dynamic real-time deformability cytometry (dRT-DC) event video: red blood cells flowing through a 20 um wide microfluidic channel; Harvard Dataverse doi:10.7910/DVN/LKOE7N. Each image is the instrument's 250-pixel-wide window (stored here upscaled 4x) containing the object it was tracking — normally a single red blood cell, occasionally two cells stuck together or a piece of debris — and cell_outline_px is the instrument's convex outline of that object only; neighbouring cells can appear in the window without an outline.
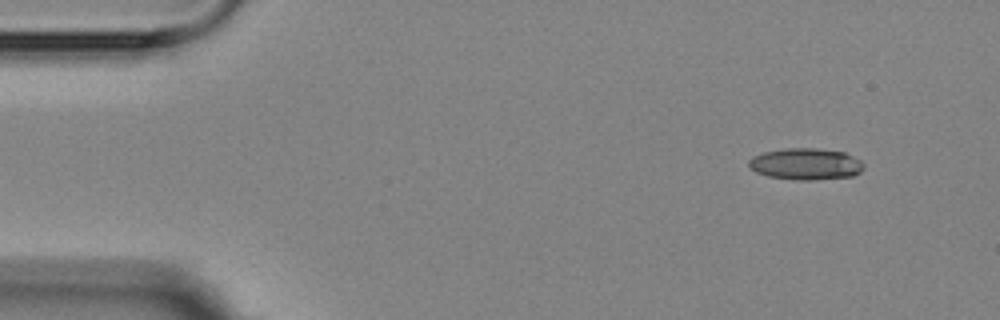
{"species": "Egyptian fruit bat (a non-hibernating species)", "species_latin": "Rousettus aegyptiacus", "temperature_condition": "room temperature", "stored_images_in_passage": 4, "camera_frame_rate_fps": 3000, "um_per_image_px": 0.085, "animal": {"sex": "female"}, "frame": {"image": 1, "passage_image": 1, "time_ms": 0.0, "image_size_px": [1000, 320], "cell_outline_px": [[864, 168], [860, 172], [852, 176], [812, 180], [800, 180], [768, 176], [756, 172], [748, 164], [748, 160], [752, 156], [764, 152], [784, 148], [816, 148], [844, 152], [860, 160], [864, 164]], "centroid_in_image_um": [68.49, 13.93], "position_along_channel_um": 16.5, "area_um2": 21.1}}